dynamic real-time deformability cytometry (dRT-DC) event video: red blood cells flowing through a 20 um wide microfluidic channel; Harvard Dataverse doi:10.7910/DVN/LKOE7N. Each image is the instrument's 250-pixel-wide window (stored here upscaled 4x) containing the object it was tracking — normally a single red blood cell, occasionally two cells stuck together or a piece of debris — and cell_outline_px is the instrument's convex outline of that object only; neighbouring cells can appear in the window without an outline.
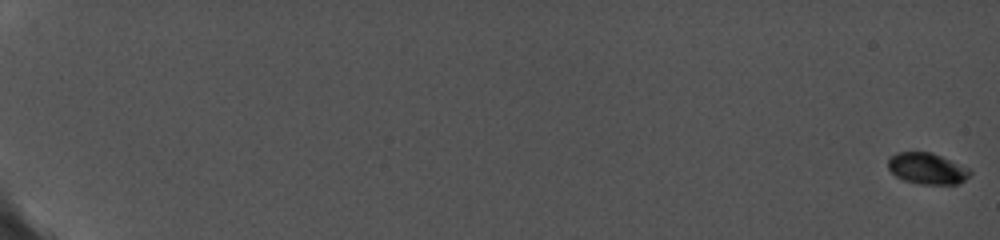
{"species": "common noctule bat (a hibernating species)", "species_latin": "Nyctalus noctula", "temperature_condition": "cold", "stored_images_in_passage": 47, "camera_frame_rate_fps": 5000, "um_per_image_px": 0.085, "animal": {"sex": "female", "body_mass_g": 19.0, "forearm_length_mm": 56.7}, "frame": {"image": 1, "passage_image": 1, "time_ms": 0.0, "image_size_px": [1000, 240], "cell_outline_px": [[972, 172], [960, 184], [920, 184], [904, 180], [896, 176], [888, 168], [888, 156], [896, 152], [932, 152], [968, 168]], "centroid_in_image_um": [78.78, 14.32], "position_along_channel_um": 6.2, "area_um2": 14.91}}
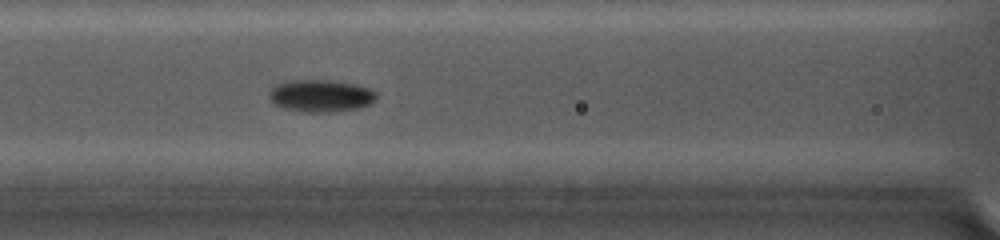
{"frame": {"image": 2, "passage_image": 26, "time_ms": 10.0, "image_size_px": [1000, 240], "cell_outline_px": [[376, 96], [368, 104], [360, 108], [332, 112], [304, 112], [284, 108], [276, 104], [272, 100], [272, 88], [280, 84], [296, 80], [328, 80], [348, 84], [364, 88], [376, 92]], "centroid_in_image_um": [27.27, 8.17], "position_along_channel_um": 139.3, "area_um2": 19.25}}
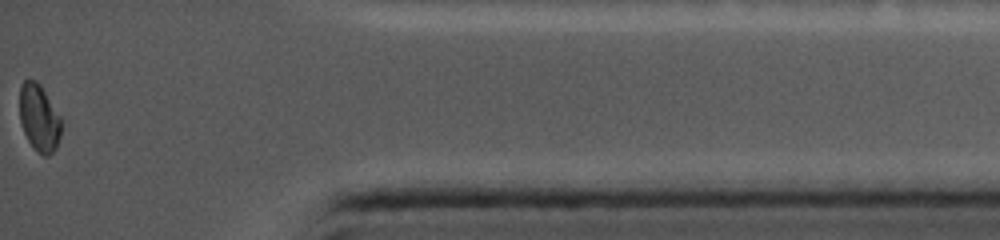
{"frame": {"image": 3, "passage_image": 47, "time_ms": 18.2, "image_size_px": [1000, 240], "cell_outline_px": [[60, 136], [56, 148], [48, 156], [44, 156], [28, 140], [24, 132], [20, 120], [20, 88], [24, 80], [36, 80], [40, 84], [60, 116]], "centroid_in_image_um": [3.32, 10.0], "position_along_channel_um": 431.9, "area_um2": 15.9}, "authors_computed_cell_mechanics": {"area_um2": 17.1088, "velocity_mm_per_s": 3.7967, "shape_relaxation_time_tau1_ms": 4.2396, "shape_relaxation_time_tau2_ms": 1.3309, "deformation_change_tau1": 0.0966, "deformation_change_tau2": 0.0296}}